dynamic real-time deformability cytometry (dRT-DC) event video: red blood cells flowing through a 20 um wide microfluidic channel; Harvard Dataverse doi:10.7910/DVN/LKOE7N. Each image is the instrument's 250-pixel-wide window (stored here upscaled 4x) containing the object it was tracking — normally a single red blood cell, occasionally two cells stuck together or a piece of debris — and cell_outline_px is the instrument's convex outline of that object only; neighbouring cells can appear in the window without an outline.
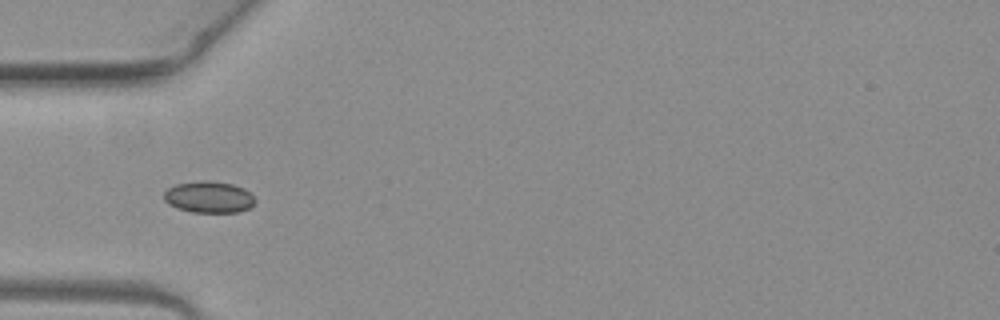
{"species": "common noctule bat (a hibernating species)", "species_latin": "Nyctalus noctula", "temperature_condition": "warm", "stored_images_in_passage": 10, "camera_frame_rate_fps": 3000, "um_per_image_px": 0.085, "animal": {"sex": "female", "body_mass_g": 19.3, "forearm_length_mm": 54.1}, "frame": {"image": 1, "passage_image": 3, "time_ms": 0.667, "image_size_px": [1000, 320], "cell_outline_px": [[256, 200], [248, 208], [236, 212], [192, 212], [176, 208], [168, 204], [164, 200], [164, 192], [168, 188], [176, 184], [204, 180], [232, 184], [244, 188]], "centroid_in_image_um": [17.71, 16.75], "position_along_channel_um": 67.3, "area_um2": 16.59}}
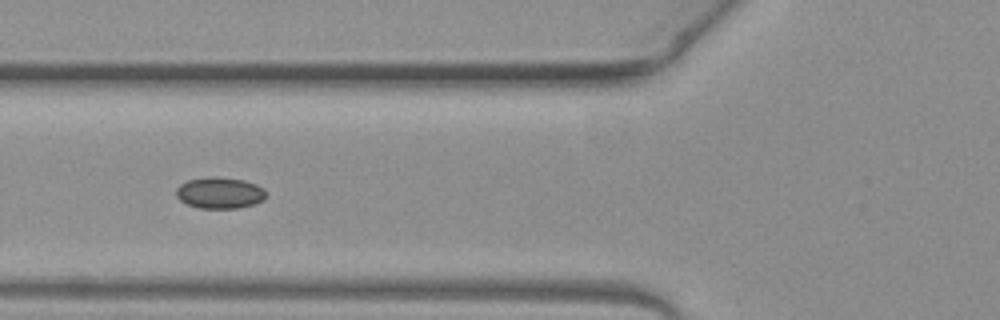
{"frame": {"image": 2, "passage_image": 6, "time_ms": 1.667, "image_size_px": [1000, 320], "cell_outline_px": [[268, 196], [264, 200], [240, 208], [200, 208], [188, 204], [180, 200], [176, 196], [176, 188], [180, 184], [188, 180], [216, 176], [244, 180], [256, 184], [264, 188], [268, 192]], "centroid_in_image_um": [18.72, 16.39], "position_along_channel_um": 107.1, "area_um2": 16.53}}